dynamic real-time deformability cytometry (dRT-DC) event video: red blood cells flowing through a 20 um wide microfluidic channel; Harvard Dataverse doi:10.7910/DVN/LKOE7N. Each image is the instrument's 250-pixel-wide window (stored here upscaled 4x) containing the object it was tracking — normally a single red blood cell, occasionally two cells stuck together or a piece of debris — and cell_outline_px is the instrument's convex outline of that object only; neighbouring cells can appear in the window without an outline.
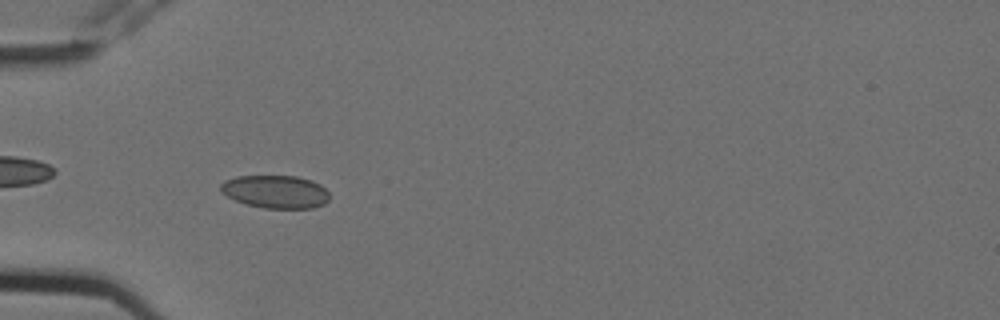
{"species": "Egyptian fruit bat (a non-hibernating species)", "species_latin": "Rousettus aegyptiacus", "temperature_condition": "cold", "stored_images_in_passage": 7, "camera_frame_rate_fps": 3000, "um_per_image_px": 0.085, "animal": {"sex": "female"}, "frame": {"image": 1, "passage_image": 6, "time_ms": 1.667, "image_size_px": [1000, 320], "cell_outline_px": [[328, 200], [324, 204], [312, 208], [264, 208], [244, 204], [220, 192], [220, 184], [224, 180], [236, 176], [296, 176], [312, 180], [320, 184], [328, 192]], "centroid_in_image_um": [23.4, 16.29], "position_along_channel_um": 61.6, "area_um2": 20.98}}